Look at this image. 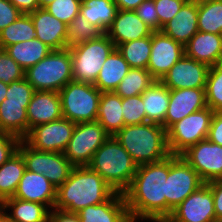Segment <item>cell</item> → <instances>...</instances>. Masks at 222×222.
<instances>
[{"mask_svg":"<svg viewBox=\"0 0 222 222\" xmlns=\"http://www.w3.org/2000/svg\"><path fill=\"white\" fill-rule=\"evenodd\" d=\"M169 157L138 166L130 186L123 192L132 222L166 221V179Z\"/></svg>","mask_w":222,"mask_h":222,"instance_id":"1","label":"cell"},{"mask_svg":"<svg viewBox=\"0 0 222 222\" xmlns=\"http://www.w3.org/2000/svg\"><path fill=\"white\" fill-rule=\"evenodd\" d=\"M116 191L89 166L73 167L57 188L54 209L78 213L87 206L107 201Z\"/></svg>","mask_w":222,"mask_h":222,"instance_id":"2","label":"cell"},{"mask_svg":"<svg viewBox=\"0 0 222 222\" xmlns=\"http://www.w3.org/2000/svg\"><path fill=\"white\" fill-rule=\"evenodd\" d=\"M114 137L138 166L156 163L171 155L167 131L160 124L146 122L126 125Z\"/></svg>","mask_w":222,"mask_h":222,"instance_id":"3","label":"cell"},{"mask_svg":"<svg viewBox=\"0 0 222 222\" xmlns=\"http://www.w3.org/2000/svg\"><path fill=\"white\" fill-rule=\"evenodd\" d=\"M116 192L123 193L131 184L138 165L114 136L97 149L88 165Z\"/></svg>","mask_w":222,"mask_h":222,"instance_id":"4","label":"cell"},{"mask_svg":"<svg viewBox=\"0 0 222 222\" xmlns=\"http://www.w3.org/2000/svg\"><path fill=\"white\" fill-rule=\"evenodd\" d=\"M24 78L35 91L59 92L66 84L73 81L69 48L52 50L40 62L28 68Z\"/></svg>","mask_w":222,"mask_h":222,"instance_id":"5","label":"cell"},{"mask_svg":"<svg viewBox=\"0 0 222 222\" xmlns=\"http://www.w3.org/2000/svg\"><path fill=\"white\" fill-rule=\"evenodd\" d=\"M115 48L105 33L97 39L69 48L73 81L94 85L103 63Z\"/></svg>","mask_w":222,"mask_h":222,"instance_id":"6","label":"cell"},{"mask_svg":"<svg viewBox=\"0 0 222 222\" xmlns=\"http://www.w3.org/2000/svg\"><path fill=\"white\" fill-rule=\"evenodd\" d=\"M62 116L74 123L97 120L102 92L94 85L71 81L59 92Z\"/></svg>","mask_w":222,"mask_h":222,"instance_id":"7","label":"cell"},{"mask_svg":"<svg viewBox=\"0 0 222 222\" xmlns=\"http://www.w3.org/2000/svg\"><path fill=\"white\" fill-rule=\"evenodd\" d=\"M214 111L206 107L194 112L167 130V142L171 155H181L190 146L208 137Z\"/></svg>","mask_w":222,"mask_h":222,"instance_id":"8","label":"cell"},{"mask_svg":"<svg viewBox=\"0 0 222 222\" xmlns=\"http://www.w3.org/2000/svg\"><path fill=\"white\" fill-rule=\"evenodd\" d=\"M203 184L199 174L181 155H170L166 179V219L174 208Z\"/></svg>","mask_w":222,"mask_h":222,"instance_id":"9","label":"cell"},{"mask_svg":"<svg viewBox=\"0 0 222 222\" xmlns=\"http://www.w3.org/2000/svg\"><path fill=\"white\" fill-rule=\"evenodd\" d=\"M109 134L98 122L76 123L64 156L76 166H88L97 149L109 138Z\"/></svg>","mask_w":222,"mask_h":222,"instance_id":"10","label":"cell"},{"mask_svg":"<svg viewBox=\"0 0 222 222\" xmlns=\"http://www.w3.org/2000/svg\"><path fill=\"white\" fill-rule=\"evenodd\" d=\"M26 170L43 174L56 188L67 179L74 167L64 153L45 152L31 148L23 139L18 145Z\"/></svg>","mask_w":222,"mask_h":222,"instance_id":"11","label":"cell"},{"mask_svg":"<svg viewBox=\"0 0 222 222\" xmlns=\"http://www.w3.org/2000/svg\"><path fill=\"white\" fill-rule=\"evenodd\" d=\"M76 123L61 118L31 128L23 140L36 150L63 153Z\"/></svg>","mask_w":222,"mask_h":222,"instance_id":"12","label":"cell"},{"mask_svg":"<svg viewBox=\"0 0 222 222\" xmlns=\"http://www.w3.org/2000/svg\"><path fill=\"white\" fill-rule=\"evenodd\" d=\"M212 190L204 183L173 209L165 222H215Z\"/></svg>","mask_w":222,"mask_h":222,"instance_id":"13","label":"cell"},{"mask_svg":"<svg viewBox=\"0 0 222 222\" xmlns=\"http://www.w3.org/2000/svg\"><path fill=\"white\" fill-rule=\"evenodd\" d=\"M181 156L195 169L204 183L222 179V146L208 138L190 146Z\"/></svg>","mask_w":222,"mask_h":222,"instance_id":"14","label":"cell"},{"mask_svg":"<svg viewBox=\"0 0 222 222\" xmlns=\"http://www.w3.org/2000/svg\"><path fill=\"white\" fill-rule=\"evenodd\" d=\"M185 54L184 46L162 31L151 34V54L147 70L155 80H161Z\"/></svg>","mask_w":222,"mask_h":222,"instance_id":"15","label":"cell"},{"mask_svg":"<svg viewBox=\"0 0 222 222\" xmlns=\"http://www.w3.org/2000/svg\"><path fill=\"white\" fill-rule=\"evenodd\" d=\"M209 69L184 54L160 81L169 89L205 88Z\"/></svg>","mask_w":222,"mask_h":222,"instance_id":"16","label":"cell"},{"mask_svg":"<svg viewBox=\"0 0 222 222\" xmlns=\"http://www.w3.org/2000/svg\"><path fill=\"white\" fill-rule=\"evenodd\" d=\"M207 107L205 88L170 89L165 130L186 116Z\"/></svg>","mask_w":222,"mask_h":222,"instance_id":"17","label":"cell"},{"mask_svg":"<svg viewBox=\"0 0 222 222\" xmlns=\"http://www.w3.org/2000/svg\"><path fill=\"white\" fill-rule=\"evenodd\" d=\"M35 35L38 40L52 50H63L67 45V24L49 13L45 8H39L30 13Z\"/></svg>","mask_w":222,"mask_h":222,"instance_id":"18","label":"cell"},{"mask_svg":"<svg viewBox=\"0 0 222 222\" xmlns=\"http://www.w3.org/2000/svg\"><path fill=\"white\" fill-rule=\"evenodd\" d=\"M153 30L146 25L133 10H118L116 17L105 34L114 43L119 44L151 36Z\"/></svg>","mask_w":222,"mask_h":222,"instance_id":"19","label":"cell"},{"mask_svg":"<svg viewBox=\"0 0 222 222\" xmlns=\"http://www.w3.org/2000/svg\"><path fill=\"white\" fill-rule=\"evenodd\" d=\"M57 188L43 175L25 170L14 198L47 205L54 209Z\"/></svg>","mask_w":222,"mask_h":222,"instance_id":"20","label":"cell"},{"mask_svg":"<svg viewBox=\"0 0 222 222\" xmlns=\"http://www.w3.org/2000/svg\"><path fill=\"white\" fill-rule=\"evenodd\" d=\"M198 0H187L161 31L185 46L198 30Z\"/></svg>","mask_w":222,"mask_h":222,"instance_id":"21","label":"cell"},{"mask_svg":"<svg viewBox=\"0 0 222 222\" xmlns=\"http://www.w3.org/2000/svg\"><path fill=\"white\" fill-rule=\"evenodd\" d=\"M80 222H132L123 193L115 192L107 201L87 206L78 213Z\"/></svg>","mask_w":222,"mask_h":222,"instance_id":"22","label":"cell"},{"mask_svg":"<svg viewBox=\"0 0 222 222\" xmlns=\"http://www.w3.org/2000/svg\"><path fill=\"white\" fill-rule=\"evenodd\" d=\"M29 130L37 125L61 119V100L58 92L35 91L27 108Z\"/></svg>","mask_w":222,"mask_h":222,"instance_id":"23","label":"cell"},{"mask_svg":"<svg viewBox=\"0 0 222 222\" xmlns=\"http://www.w3.org/2000/svg\"><path fill=\"white\" fill-rule=\"evenodd\" d=\"M185 55L213 66L222 62V35L198 31L184 46Z\"/></svg>","mask_w":222,"mask_h":222,"instance_id":"24","label":"cell"},{"mask_svg":"<svg viewBox=\"0 0 222 222\" xmlns=\"http://www.w3.org/2000/svg\"><path fill=\"white\" fill-rule=\"evenodd\" d=\"M146 122L160 124L165 128V116L170 99V89L155 80L142 94Z\"/></svg>","mask_w":222,"mask_h":222,"instance_id":"25","label":"cell"},{"mask_svg":"<svg viewBox=\"0 0 222 222\" xmlns=\"http://www.w3.org/2000/svg\"><path fill=\"white\" fill-rule=\"evenodd\" d=\"M29 103H0V132L19 137L21 140L29 132L27 108Z\"/></svg>","mask_w":222,"mask_h":222,"instance_id":"26","label":"cell"},{"mask_svg":"<svg viewBox=\"0 0 222 222\" xmlns=\"http://www.w3.org/2000/svg\"><path fill=\"white\" fill-rule=\"evenodd\" d=\"M129 69V64L115 48L103 63L94 86L101 92H114Z\"/></svg>","mask_w":222,"mask_h":222,"instance_id":"27","label":"cell"},{"mask_svg":"<svg viewBox=\"0 0 222 222\" xmlns=\"http://www.w3.org/2000/svg\"><path fill=\"white\" fill-rule=\"evenodd\" d=\"M0 207L14 222H48L51 211L47 205L14 197L6 199Z\"/></svg>","mask_w":222,"mask_h":222,"instance_id":"28","label":"cell"},{"mask_svg":"<svg viewBox=\"0 0 222 222\" xmlns=\"http://www.w3.org/2000/svg\"><path fill=\"white\" fill-rule=\"evenodd\" d=\"M110 135L114 136L124 125L122 98L115 92H102L97 120Z\"/></svg>","mask_w":222,"mask_h":222,"instance_id":"29","label":"cell"},{"mask_svg":"<svg viewBox=\"0 0 222 222\" xmlns=\"http://www.w3.org/2000/svg\"><path fill=\"white\" fill-rule=\"evenodd\" d=\"M4 50L24 71L40 62L52 51L50 47L37 38L18 42L7 46Z\"/></svg>","mask_w":222,"mask_h":222,"instance_id":"30","label":"cell"},{"mask_svg":"<svg viewBox=\"0 0 222 222\" xmlns=\"http://www.w3.org/2000/svg\"><path fill=\"white\" fill-rule=\"evenodd\" d=\"M25 170V162L19 151L0 166V205L14 196Z\"/></svg>","mask_w":222,"mask_h":222,"instance_id":"31","label":"cell"},{"mask_svg":"<svg viewBox=\"0 0 222 222\" xmlns=\"http://www.w3.org/2000/svg\"><path fill=\"white\" fill-rule=\"evenodd\" d=\"M117 12L113 0H82L79 14L105 33Z\"/></svg>","mask_w":222,"mask_h":222,"instance_id":"32","label":"cell"},{"mask_svg":"<svg viewBox=\"0 0 222 222\" xmlns=\"http://www.w3.org/2000/svg\"><path fill=\"white\" fill-rule=\"evenodd\" d=\"M198 30L222 35V0H198Z\"/></svg>","mask_w":222,"mask_h":222,"instance_id":"33","label":"cell"},{"mask_svg":"<svg viewBox=\"0 0 222 222\" xmlns=\"http://www.w3.org/2000/svg\"><path fill=\"white\" fill-rule=\"evenodd\" d=\"M116 48L130 68L147 69L151 54V36L119 44Z\"/></svg>","mask_w":222,"mask_h":222,"instance_id":"34","label":"cell"},{"mask_svg":"<svg viewBox=\"0 0 222 222\" xmlns=\"http://www.w3.org/2000/svg\"><path fill=\"white\" fill-rule=\"evenodd\" d=\"M34 38L35 28L30 14H21L15 22L0 32V49Z\"/></svg>","mask_w":222,"mask_h":222,"instance_id":"35","label":"cell"},{"mask_svg":"<svg viewBox=\"0 0 222 222\" xmlns=\"http://www.w3.org/2000/svg\"><path fill=\"white\" fill-rule=\"evenodd\" d=\"M154 81L155 79L147 69L130 68L114 92L121 98L137 96L142 94Z\"/></svg>","mask_w":222,"mask_h":222,"instance_id":"36","label":"cell"},{"mask_svg":"<svg viewBox=\"0 0 222 222\" xmlns=\"http://www.w3.org/2000/svg\"><path fill=\"white\" fill-rule=\"evenodd\" d=\"M66 30L68 48L92 39H97L103 34L99 28L90 23L80 14H78L70 24H67Z\"/></svg>","mask_w":222,"mask_h":222,"instance_id":"37","label":"cell"},{"mask_svg":"<svg viewBox=\"0 0 222 222\" xmlns=\"http://www.w3.org/2000/svg\"><path fill=\"white\" fill-rule=\"evenodd\" d=\"M205 94L207 107L214 112L222 111V62L210 66Z\"/></svg>","mask_w":222,"mask_h":222,"instance_id":"38","label":"cell"},{"mask_svg":"<svg viewBox=\"0 0 222 222\" xmlns=\"http://www.w3.org/2000/svg\"><path fill=\"white\" fill-rule=\"evenodd\" d=\"M142 96L137 95L122 98V115L124 125H134L146 123V114Z\"/></svg>","mask_w":222,"mask_h":222,"instance_id":"39","label":"cell"},{"mask_svg":"<svg viewBox=\"0 0 222 222\" xmlns=\"http://www.w3.org/2000/svg\"><path fill=\"white\" fill-rule=\"evenodd\" d=\"M82 0H55L45 7L54 17L70 24L79 14Z\"/></svg>","mask_w":222,"mask_h":222,"instance_id":"40","label":"cell"},{"mask_svg":"<svg viewBox=\"0 0 222 222\" xmlns=\"http://www.w3.org/2000/svg\"><path fill=\"white\" fill-rule=\"evenodd\" d=\"M25 71L10 57L4 49H0V81L10 84L24 78Z\"/></svg>","mask_w":222,"mask_h":222,"instance_id":"41","label":"cell"},{"mask_svg":"<svg viewBox=\"0 0 222 222\" xmlns=\"http://www.w3.org/2000/svg\"><path fill=\"white\" fill-rule=\"evenodd\" d=\"M35 92L33 86L25 79L13 81L6 91V102L30 103Z\"/></svg>","mask_w":222,"mask_h":222,"instance_id":"42","label":"cell"},{"mask_svg":"<svg viewBox=\"0 0 222 222\" xmlns=\"http://www.w3.org/2000/svg\"><path fill=\"white\" fill-rule=\"evenodd\" d=\"M187 0H154L156 12L159 19V31L169 22L181 9Z\"/></svg>","mask_w":222,"mask_h":222,"instance_id":"43","label":"cell"},{"mask_svg":"<svg viewBox=\"0 0 222 222\" xmlns=\"http://www.w3.org/2000/svg\"><path fill=\"white\" fill-rule=\"evenodd\" d=\"M134 11L153 31H159V19L154 0H144Z\"/></svg>","mask_w":222,"mask_h":222,"instance_id":"44","label":"cell"},{"mask_svg":"<svg viewBox=\"0 0 222 222\" xmlns=\"http://www.w3.org/2000/svg\"><path fill=\"white\" fill-rule=\"evenodd\" d=\"M20 141L15 135L0 132V166L18 151Z\"/></svg>","mask_w":222,"mask_h":222,"instance_id":"45","label":"cell"},{"mask_svg":"<svg viewBox=\"0 0 222 222\" xmlns=\"http://www.w3.org/2000/svg\"><path fill=\"white\" fill-rule=\"evenodd\" d=\"M21 14L9 0H0V32L15 22Z\"/></svg>","mask_w":222,"mask_h":222,"instance_id":"46","label":"cell"},{"mask_svg":"<svg viewBox=\"0 0 222 222\" xmlns=\"http://www.w3.org/2000/svg\"><path fill=\"white\" fill-rule=\"evenodd\" d=\"M207 138L211 142L222 146V111L214 113Z\"/></svg>","mask_w":222,"mask_h":222,"instance_id":"47","label":"cell"},{"mask_svg":"<svg viewBox=\"0 0 222 222\" xmlns=\"http://www.w3.org/2000/svg\"><path fill=\"white\" fill-rule=\"evenodd\" d=\"M214 201V210L216 214V220L222 218V179H217L211 182H208Z\"/></svg>","mask_w":222,"mask_h":222,"instance_id":"48","label":"cell"},{"mask_svg":"<svg viewBox=\"0 0 222 222\" xmlns=\"http://www.w3.org/2000/svg\"><path fill=\"white\" fill-rule=\"evenodd\" d=\"M48 222H80V219L76 213L52 209L49 214Z\"/></svg>","mask_w":222,"mask_h":222,"instance_id":"49","label":"cell"},{"mask_svg":"<svg viewBox=\"0 0 222 222\" xmlns=\"http://www.w3.org/2000/svg\"><path fill=\"white\" fill-rule=\"evenodd\" d=\"M22 14H30L39 9L38 0H9Z\"/></svg>","mask_w":222,"mask_h":222,"instance_id":"50","label":"cell"},{"mask_svg":"<svg viewBox=\"0 0 222 222\" xmlns=\"http://www.w3.org/2000/svg\"><path fill=\"white\" fill-rule=\"evenodd\" d=\"M118 10H135L144 0H113Z\"/></svg>","mask_w":222,"mask_h":222,"instance_id":"51","label":"cell"},{"mask_svg":"<svg viewBox=\"0 0 222 222\" xmlns=\"http://www.w3.org/2000/svg\"><path fill=\"white\" fill-rule=\"evenodd\" d=\"M8 89V84L0 81V103L5 99L6 91Z\"/></svg>","mask_w":222,"mask_h":222,"instance_id":"52","label":"cell"},{"mask_svg":"<svg viewBox=\"0 0 222 222\" xmlns=\"http://www.w3.org/2000/svg\"><path fill=\"white\" fill-rule=\"evenodd\" d=\"M0 222H14L1 207H0Z\"/></svg>","mask_w":222,"mask_h":222,"instance_id":"53","label":"cell"},{"mask_svg":"<svg viewBox=\"0 0 222 222\" xmlns=\"http://www.w3.org/2000/svg\"><path fill=\"white\" fill-rule=\"evenodd\" d=\"M53 1H55V0H38L39 7L40 8H45L47 5H49Z\"/></svg>","mask_w":222,"mask_h":222,"instance_id":"54","label":"cell"},{"mask_svg":"<svg viewBox=\"0 0 222 222\" xmlns=\"http://www.w3.org/2000/svg\"><path fill=\"white\" fill-rule=\"evenodd\" d=\"M215 222H222V218L217 219Z\"/></svg>","mask_w":222,"mask_h":222,"instance_id":"55","label":"cell"}]
</instances>
